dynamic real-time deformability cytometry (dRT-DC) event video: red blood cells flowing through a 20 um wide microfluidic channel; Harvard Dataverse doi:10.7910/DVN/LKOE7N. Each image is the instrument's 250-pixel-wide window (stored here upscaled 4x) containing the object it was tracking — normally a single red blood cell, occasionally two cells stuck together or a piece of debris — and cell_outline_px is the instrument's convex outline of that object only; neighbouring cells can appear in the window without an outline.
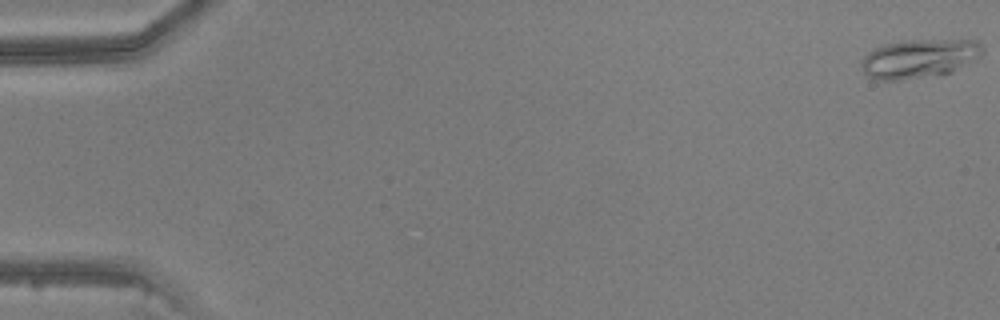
{"species": "common noctule bat (a hibernating species)", "species_latin": "Nyctalus noctula", "temperature_condition": "warm", "stored_images_in_passage": 20, "camera_frame_rate_fps": 3000, "um_per_image_px": 0.085, "animal": {"sex": "male", "body_mass_g": 20.5, "forearm_length_mm": 52.5}, "frame": {"image": 1, "passage_image": 1, "time_ms": 0.0, "image_size_px": [1000, 320], "cell_outline_px": [[984, 48], [980, 56], [952, 72], [944, 76], [900, 80], [876, 80], [868, 76], [864, 72], [860, 64], [860, 60], [872, 48], [884, 44], [900, 40], [976, 40]], "centroid_in_image_um": [78.1, 4.99], "position_along_channel_um": 6.9, "area_um2": 27.98}}